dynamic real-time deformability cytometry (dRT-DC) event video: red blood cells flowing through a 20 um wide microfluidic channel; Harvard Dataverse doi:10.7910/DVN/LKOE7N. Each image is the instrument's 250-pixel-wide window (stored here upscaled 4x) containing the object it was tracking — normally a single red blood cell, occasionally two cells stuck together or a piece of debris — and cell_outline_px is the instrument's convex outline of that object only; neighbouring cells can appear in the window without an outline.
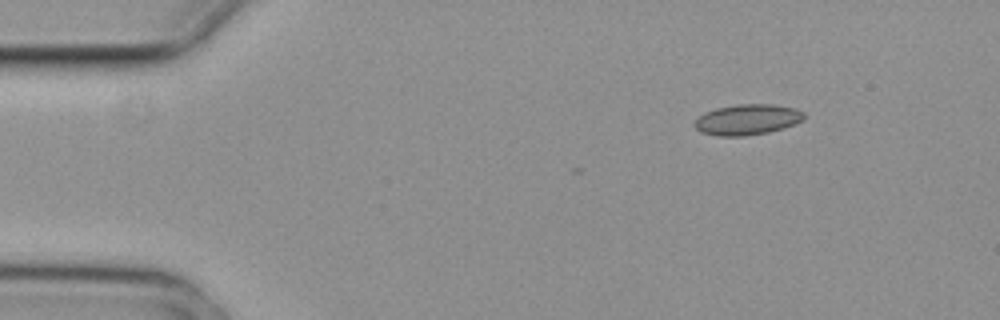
{"species": "common noctule bat (a hibernating species)", "species_latin": "Nyctalus noctula", "temperature_condition": "cold", "stored_images_in_passage": 6, "camera_frame_rate_fps": 3000, "um_per_image_px": 0.085, "animal": {"sex": "female", "body_mass_g": 29.2, "forearm_length_mm": 56.3}, "frame": {"image": 1, "passage_image": 2, "time_ms": 0.333, "image_size_px": [1000, 320], "cell_outline_px": [[804, 120], [784, 128], [768, 132], [744, 136], [720, 136], [700, 132], [692, 124], [704, 112], [716, 108], [736, 104], [772, 104], [796, 108], [804, 112]], "centroid_in_image_um": [63.53, 10.16], "position_along_channel_um": 21.5, "area_um2": 19.65}}
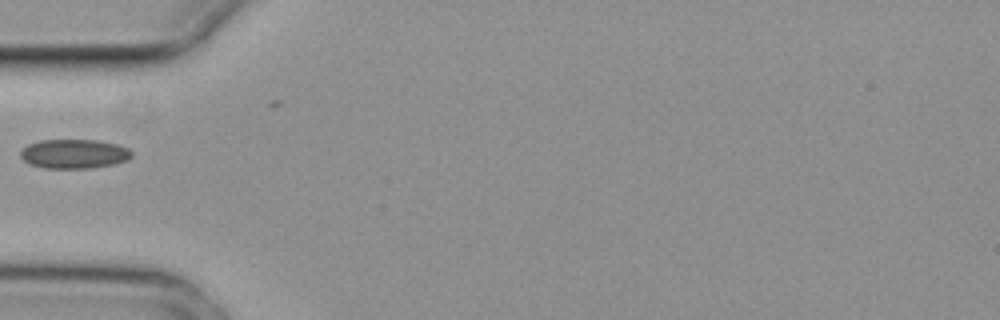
{"frame": {"image": 2, "passage_image": 5, "time_ms": 1.333, "image_size_px": [1000, 320], "cell_outline_px": [[132, 156], [128, 160], [112, 164], [92, 168], [44, 168], [28, 164], [20, 156], [20, 152], [28, 144], [40, 140], [96, 140], [116, 144], [128, 148], [132, 152]], "centroid_in_image_um": [6.29, 13.08], "position_along_channel_um": 78.7, "area_um2": 18.96}}
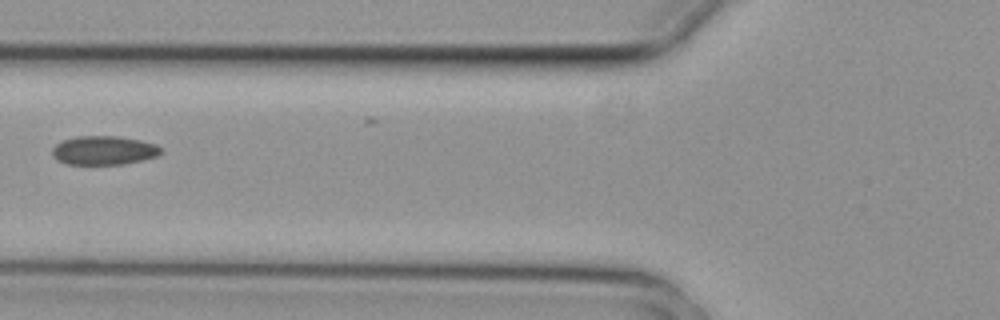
{"frame": {"image": 3, "passage_image": 6, "time_ms": 1.667, "image_size_px": [1000, 320], "cell_outline_px": [[164, 152], [156, 156], [124, 164], [68, 164], [52, 156], [52, 148], [60, 140], [76, 136], [116, 136], [140, 140], [156, 144]], "centroid_in_image_um": [8.81, 12.77], "position_along_channel_um": 117.0, "area_um2": 18.26}}